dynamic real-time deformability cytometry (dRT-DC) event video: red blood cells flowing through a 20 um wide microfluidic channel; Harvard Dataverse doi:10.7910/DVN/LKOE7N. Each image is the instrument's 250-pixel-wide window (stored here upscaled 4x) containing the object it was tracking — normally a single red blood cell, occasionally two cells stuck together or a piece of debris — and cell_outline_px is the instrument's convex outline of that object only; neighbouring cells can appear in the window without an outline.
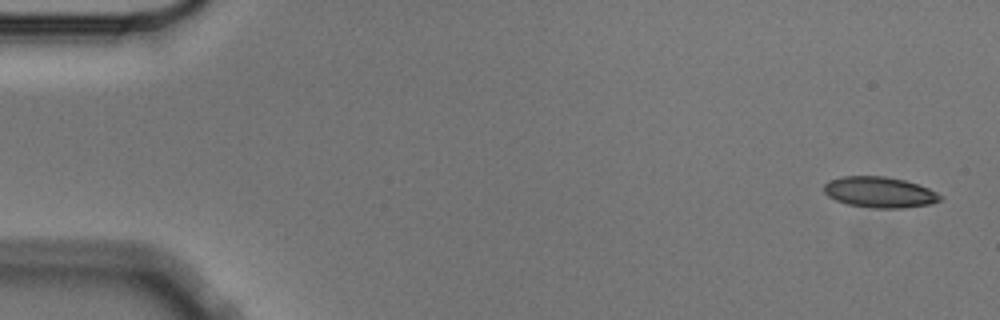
{"species": "Egyptian fruit bat (a non-hibernating species)", "species_latin": "Rousettus aegyptiacus", "temperature_condition": "cold", "stored_images_in_passage": 9, "camera_frame_rate_fps": 3000, "um_per_image_px": 0.085, "animal": {"sex": "male"}, "frame": {"image": 1, "passage_image": 1, "time_ms": 0.0, "image_size_px": [1000, 320], "cell_outline_px": [[944, 200], [932, 204], [904, 208], [872, 208], [848, 204], [836, 200], [828, 196], [824, 192], [824, 184], [828, 180], [844, 176], [884, 176], [904, 180], [928, 188], [944, 196]], "centroid_in_image_um": [74.8, 16.34], "position_along_channel_um": 10.2, "area_um2": 21.04}}
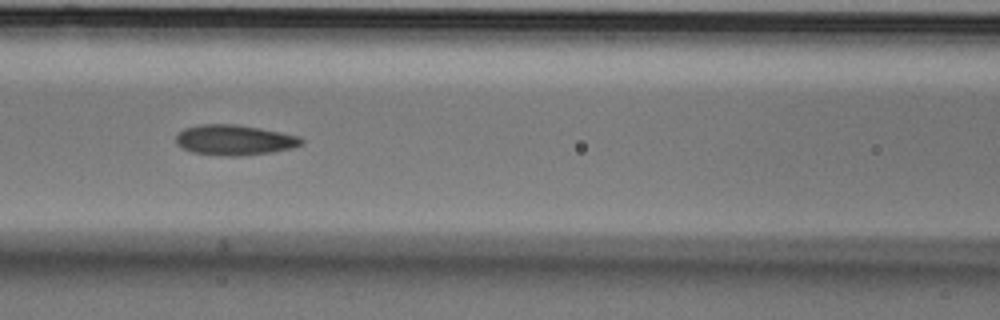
{"frame": {"image": 2, "passage_image": 6, "time_ms": 1.667, "image_size_px": [1000, 320], "cell_outline_px": [[304, 144], [292, 148], [272, 152], [240, 156], [228, 156], [192, 152], [176, 144], [176, 136], [184, 128], [200, 124], [236, 124], [260, 128], [300, 136], [304, 140]], "centroid_in_image_um": [19.96, 11.89], "position_along_channel_um": 146.6, "area_um2": 22.2}}
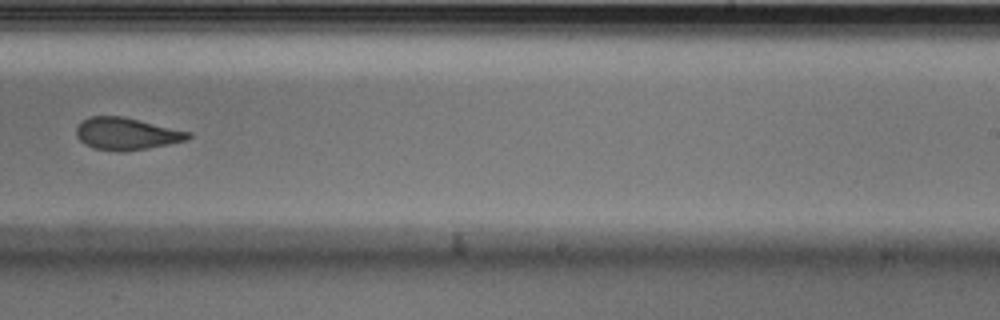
{"frame": {"image": 3, "passage_image": 9, "time_ms": 2.667, "image_size_px": [1000, 320], "cell_outline_px": [[192, 136], [188, 140], [148, 148], [124, 152], [120, 152], [96, 148], [84, 144], [76, 136], [76, 128], [80, 120], [88, 116], [124, 116], [192, 132]], "centroid_in_image_um": [10.75, 11.36], "position_along_channel_um": 278.2, "area_um2": 21.27}}